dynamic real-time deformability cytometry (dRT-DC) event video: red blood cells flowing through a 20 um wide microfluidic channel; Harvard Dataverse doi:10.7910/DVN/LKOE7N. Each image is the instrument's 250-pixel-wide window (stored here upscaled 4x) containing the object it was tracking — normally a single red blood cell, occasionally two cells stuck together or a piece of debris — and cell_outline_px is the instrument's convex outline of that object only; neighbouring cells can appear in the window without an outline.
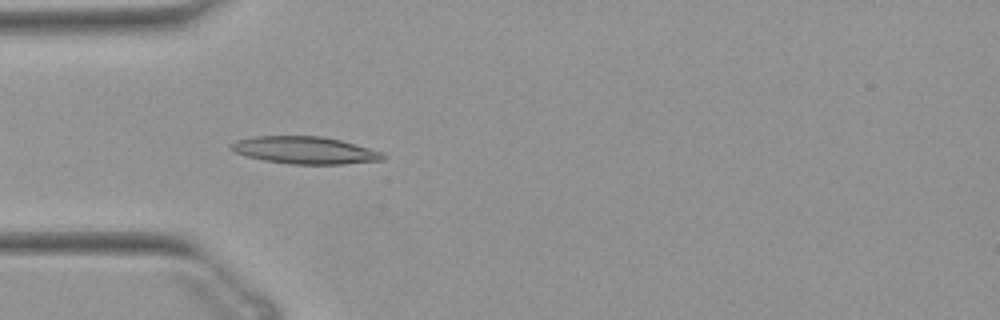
{"species": "Egyptian fruit bat (a non-hibernating species)", "species_latin": "Rousettus aegyptiacus", "temperature_condition": "warm", "stored_images_in_passage": 10, "camera_frame_rate_fps": 3000, "um_per_image_px": 0.085, "animal": {"sex": "female"}, "frame": {"image": 1, "passage_image": 3, "time_ms": 0.667, "image_size_px": [1000, 320], "cell_outline_px": [[384, 160], [344, 164], [288, 164], [264, 160], [232, 152], [228, 148], [228, 144], [236, 140], [256, 136], [320, 136], [340, 140], [368, 148], [380, 152], [384, 156]], "centroid_in_image_um": [25.83, 12.77], "position_along_channel_um": 59.2, "area_um2": 24.1}}
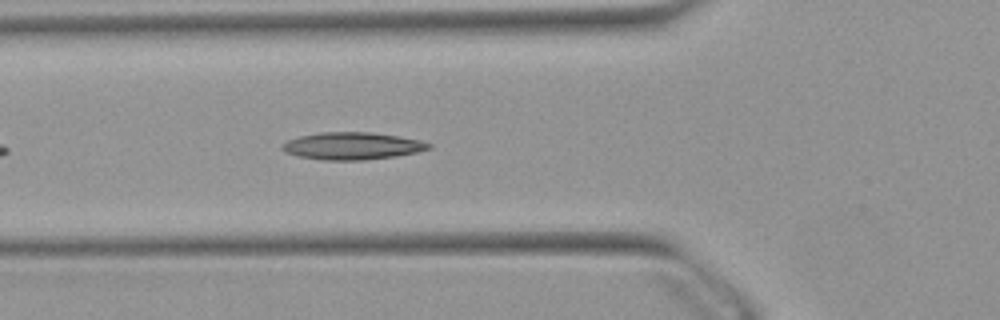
{"frame": {"image": 2, "passage_image": 6, "time_ms": 1.667, "image_size_px": [1000, 320], "cell_outline_px": [[432, 148], [416, 152], [396, 156], [364, 160], [324, 160], [296, 156], [284, 152], [280, 148], [288, 140], [300, 136], [320, 132], [372, 132], [420, 140], [432, 144]], "centroid_in_image_um": [29.93, 12.41], "position_along_channel_um": 95.9, "area_um2": 23.29}}